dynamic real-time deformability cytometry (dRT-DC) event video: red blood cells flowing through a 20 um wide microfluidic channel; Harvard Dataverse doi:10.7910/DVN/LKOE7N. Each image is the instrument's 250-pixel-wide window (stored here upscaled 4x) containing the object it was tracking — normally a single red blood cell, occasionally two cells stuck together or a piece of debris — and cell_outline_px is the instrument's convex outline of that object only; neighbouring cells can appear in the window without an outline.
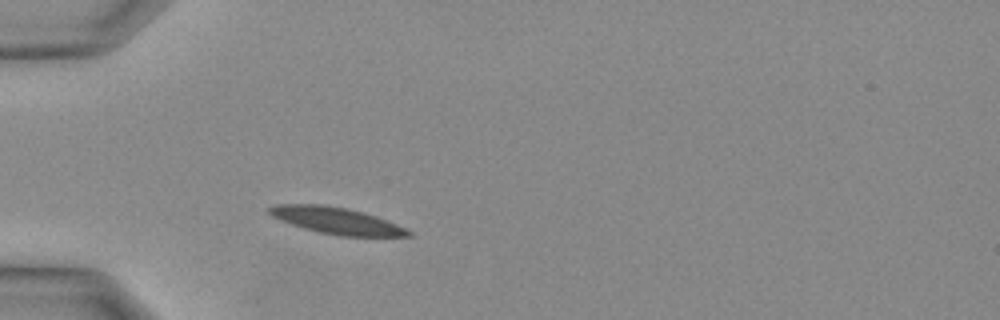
{"species": "Egyptian fruit bat (a non-hibernating species)", "species_latin": "Rousettus aegyptiacus", "temperature_condition": "warm", "stored_images_in_passage": 19, "camera_frame_rate_fps": 3000, "um_per_image_px": 0.085, "animal": {"sex": "female"}, "frame": {"image": 1, "passage_image": 4, "time_ms": 1.0, "image_size_px": [1000, 320], "cell_outline_px": [[412, 236], [340, 236], [320, 232], [304, 228], [280, 220], [272, 216], [268, 212], [268, 208], [276, 204], [320, 204], [348, 208], [376, 216], [396, 224], [412, 232]], "centroid_in_image_um": [28.58, 18.75], "position_along_channel_um": 56.4, "area_um2": 21.33}}
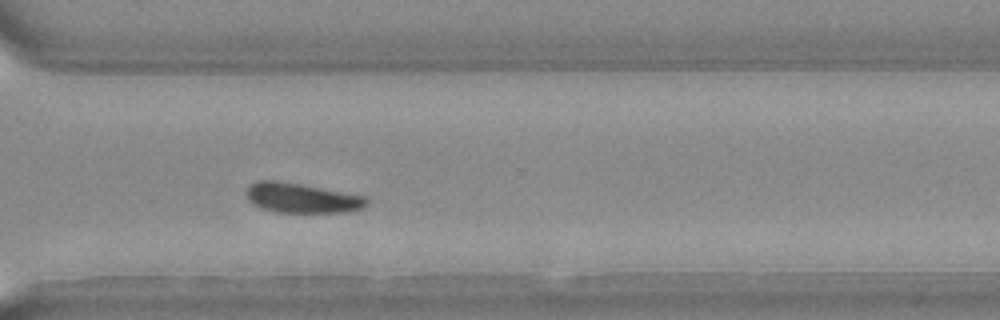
{"frame": {"image": 2, "passage_image": 19, "time_ms": 6.0, "image_size_px": [1000, 320], "cell_outline_px": [[368, 204], [364, 208], [340, 212], [276, 212], [260, 208], [252, 204], [248, 200], [248, 184], [260, 180], [276, 180], [300, 184], [364, 196], [368, 200]], "centroid_in_image_um": [25.62, 16.83], "position_along_channel_um": 345.0, "area_um2": 20.69}}